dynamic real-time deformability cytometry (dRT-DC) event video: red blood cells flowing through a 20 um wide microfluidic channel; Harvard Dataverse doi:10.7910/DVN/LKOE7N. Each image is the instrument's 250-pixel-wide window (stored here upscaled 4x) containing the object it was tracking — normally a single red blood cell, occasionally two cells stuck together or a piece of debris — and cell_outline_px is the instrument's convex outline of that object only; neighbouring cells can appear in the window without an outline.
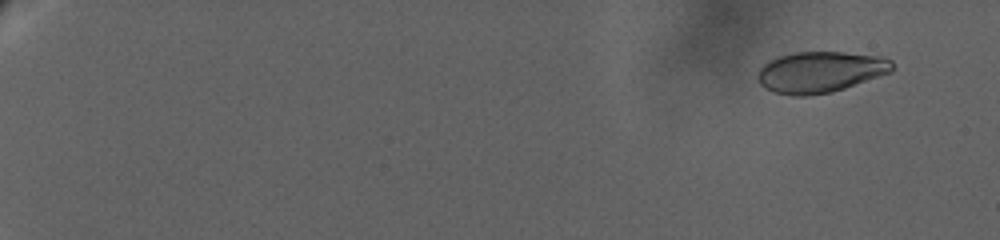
{"species": "human", "species_latin": "Homo sapiens", "temperature_condition": "warm", "stored_images_in_passage": 60, "camera_frame_rate_fps": 3000, "um_per_image_px": 0.085, "donor": {"sex": "female"}, "frame": {"image": 1, "passage_image": 11, "time_ms": 2.0, "image_size_px": [1000, 240], "cell_outline_px": [[892, 72], [832, 92], [808, 96], [792, 96], [772, 92], [764, 88], [760, 84], [756, 76], [756, 72], [768, 60], [776, 56], [792, 52], [844, 52], [880, 56], [892, 60]], "centroid_in_image_um": [69.66, 6.12], "position_along_channel_um": 15.3, "area_um2": 32.6}}
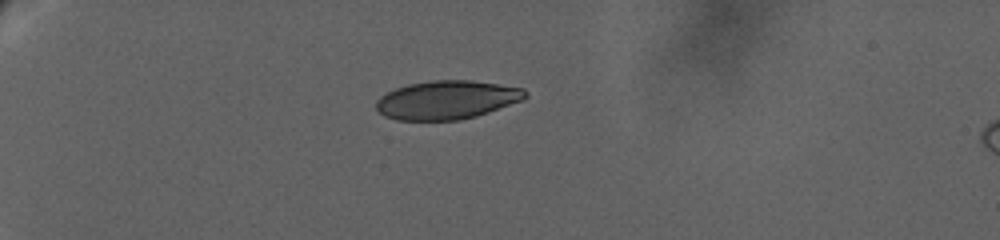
{"frame": {"image": 2, "passage_image": 50, "time_ms": 8.667, "image_size_px": [1000, 240], "cell_outline_px": [[528, 96], [524, 100], [476, 116], [460, 120], [396, 120], [384, 116], [376, 112], [376, 100], [380, 96], [396, 88], [408, 84], [432, 80], [472, 80], [524, 88], [528, 92]], "centroid_in_image_um": [37.98, 8.49], "position_along_channel_um": 47.0, "area_um2": 33.81}}